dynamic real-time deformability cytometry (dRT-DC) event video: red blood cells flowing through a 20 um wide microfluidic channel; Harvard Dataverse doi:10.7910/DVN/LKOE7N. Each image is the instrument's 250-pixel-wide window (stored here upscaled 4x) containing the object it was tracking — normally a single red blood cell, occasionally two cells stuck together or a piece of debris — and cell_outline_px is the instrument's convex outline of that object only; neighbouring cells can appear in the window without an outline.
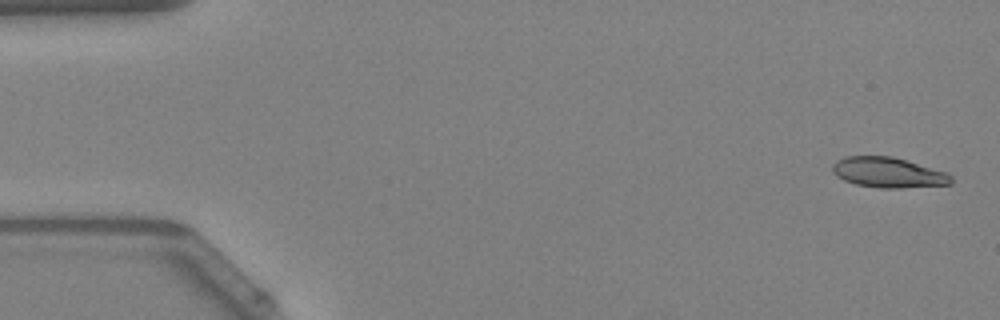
{"species": "Egyptian fruit bat (a non-hibernating species)", "species_latin": "Rousettus aegyptiacus", "temperature_condition": "warm", "stored_images_in_passage": 50, "camera_frame_rate_fps": 3000, "um_per_image_px": 0.085, "animal": {"sex": "female"}, "frame": {"image": 1, "passage_image": 2, "time_ms": 0.333, "image_size_px": [1000, 320], "cell_outline_px": [[952, 184], [900, 188], [880, 188], [856, 184], [844, 180], [836, 176], [832, 172], [832, 164], [836, 160], [844, 156], [892, 156], [948, 172], [952, 176]], "centroid_in_image_um": [75.49, 14.66], "position_along_channel_um": 9.5, "area_um2": 21.1}}
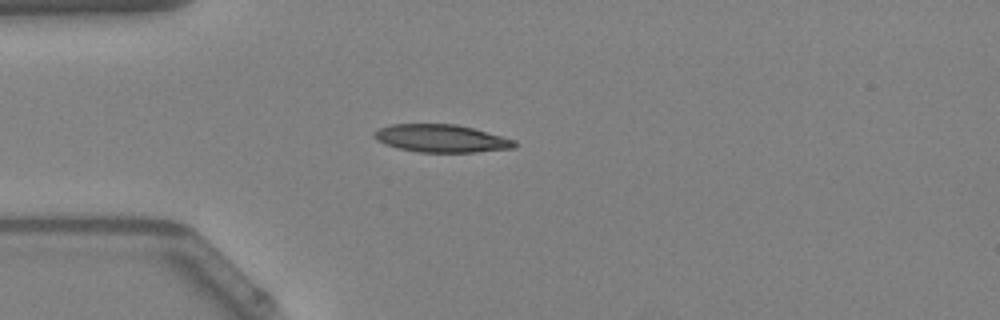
{"frame": {"image": 2, "passage_image": 14, "time_ms": 4.333, "image_size_px": [1000, 320], "cell_outline_px": [[516, 148], [476, 152], [420, 152], [400, 148], [384, 144], [376, 140], [372, 136], [372, 132], [380, 128], [392, 124], [456, 124], [472, 128], [516, 140]], "centroid_in_image_um": [37.5, 11.76], "position_along_channel_um": 47.5, "area_um2": 22.66}}
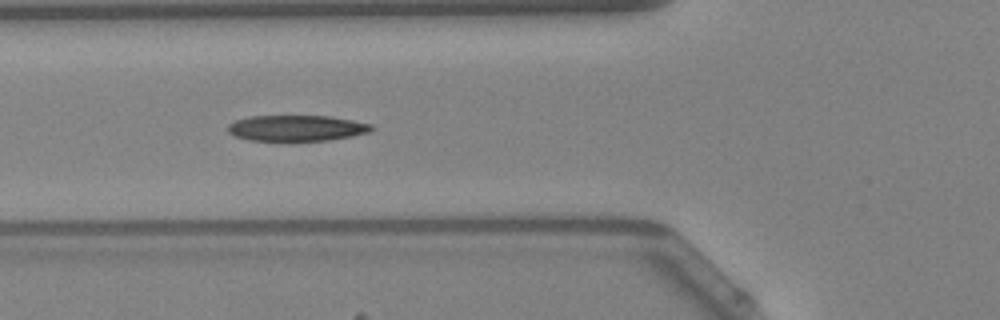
{"frame": {"image": 3, "passage_image": 19, "time_ms": 6.0, "image_size_px": [1000, 320], "cell_outline_px": [[376, 128], [368, 132], [352, 136], [328, 140], [248, 140], [232, 136], [228, 132], [228, 124], [236, 120], [248, 116], [332, 116], [372, 124]], "centroid_in_image_um": [25.2, 10.88], "position_along_channel_um": 100.6, "area_um2": 21.68}, "authors_computed_cell_mechanics": {"area_um2": 21.8484, "velocity_mm_per_s": 4.0786, "shape_relaxation_time_tau1_ms": 9.3286, "shape_relaxation_time_tau2_ms": 3.7178, "deformation_change_tau1": 0.2252, "deformation_change_tau2": 0.1097}}